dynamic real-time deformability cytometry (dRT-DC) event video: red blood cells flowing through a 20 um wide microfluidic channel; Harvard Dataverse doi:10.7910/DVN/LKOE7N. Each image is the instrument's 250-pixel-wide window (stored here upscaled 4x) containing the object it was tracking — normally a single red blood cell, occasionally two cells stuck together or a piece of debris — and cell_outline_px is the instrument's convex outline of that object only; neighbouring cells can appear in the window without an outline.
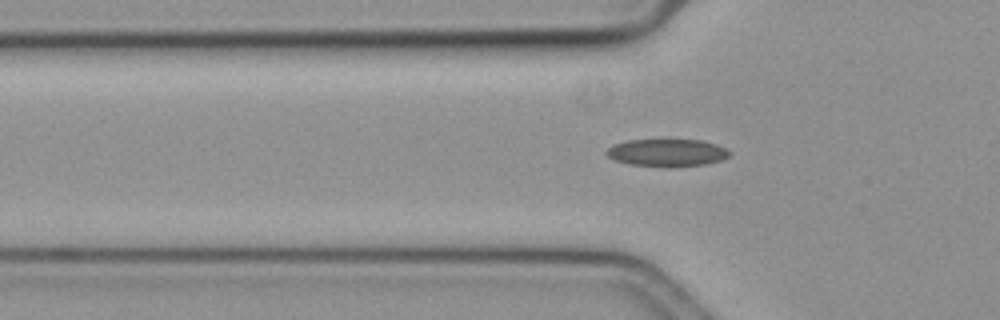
{"species": "common noctule bat (a hibernating species)", "species_latin": "Nyctalus noctula", "temperature_condition": "cold", "stored_images_in_passage": 37, "camera_frame_rate_fps": 3000, "um_per_image_px": 0.085, "animal": {"sex": "female", "body_mass_g": 19.3, "forearm_length_mm": 54.1}, "frame": {"image": 1, "passage_image": 4, "time_ms": 1.0, "image_size_px": [1000, 320], "cell_outline_px": [[732, 152], [728, 156], [720, 160], [704, 164], [668, 168], [664, 168], [628, 164], [612, 160], [604, 152], [612, 144], [624, 140], [700, 140], [716, 144]], "centroid_in_image_um": [56.62, 12.99], "position_along_channel_um": 69.2, "area_um2": 20.0}}
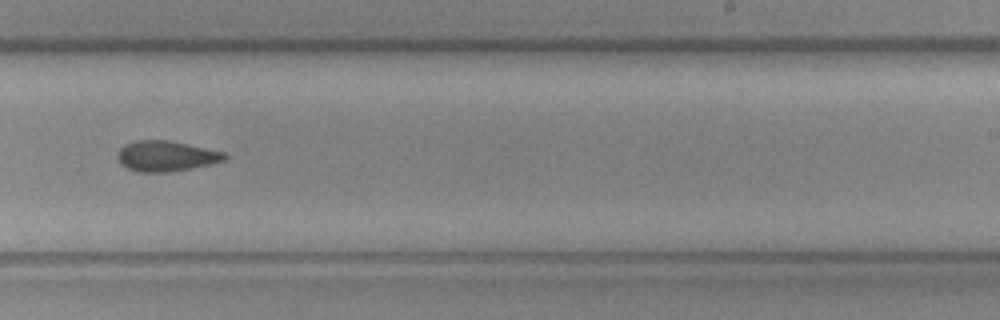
{"frame": {"image": 2, "passage_image": 21, "time_ms": 6.667, "image_size_px": [1000, 320], "cell_outline_px": [[228, 156], [224, 160], [208, 164], [168, 172], [136, 172], [120, 164], [116, 156], [120, 148], [124, 144], [136, 140], [168, 140], [224, 152]], "centroid_in_image_um": [14.05, 13.26], "position_along_channel_um": 275.0, "area_um2": 18.84}}
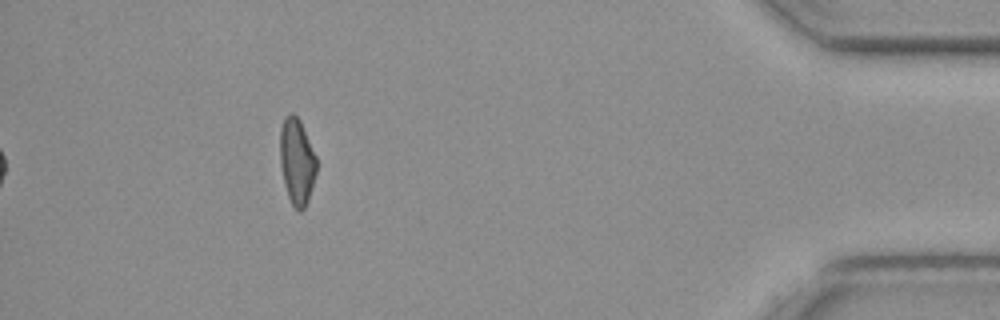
{"frame": {"image": 3, "passage_image": 37, "time_ms": 12.0, "image_size_px": [1000, 320], "cell_outline_px": [[316, 172], [308, 200], [304, 208], [300, 212], [292, 204], [288, 196], [284, 184], [280, 164], [280, 128], [284, 116], [292, 112], [300, 120], [316, 156]], "centroid_in_image_um": [25.22, 13.69], "position_along_channel_um": 410.0, "area_um2": 18.26}, "authors_computed_cell_mechanics": {"area_um2": 19.0162, "velocity_mm_per_s": 3.6356, "shape_relaxation_time_tau1_ms": null, "shape_relaxation_time_tau2_ms": 8.1043, "deformation_change_tau1": null, "deformation_change_tau2": 0.1482}}